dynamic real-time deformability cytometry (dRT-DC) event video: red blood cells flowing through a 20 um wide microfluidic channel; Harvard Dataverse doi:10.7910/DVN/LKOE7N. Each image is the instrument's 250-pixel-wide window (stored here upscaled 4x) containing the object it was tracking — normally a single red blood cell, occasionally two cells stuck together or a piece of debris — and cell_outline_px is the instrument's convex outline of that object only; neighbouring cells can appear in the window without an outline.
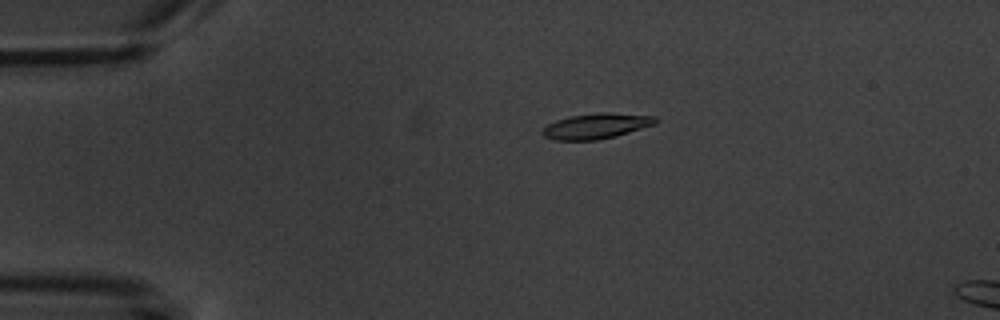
{"species": "common noctule bat (a hibernating species)", "species_latin": "Nyctalus noctula", "temperature_condition": "warm", "stored_images_in_passage": 6, "camera_frame_rate_fps": 3000, "um_per_image_px": 0.085, "animal": {"sex": "male", "body_mass_g": 20.1, "forearm_length_mm": 53.5}, "frame": {"image": 1, "passage_image": 4, "time_ms": 3.333, "image_size_px": [1000, 320], "cell_outline_px": [[660, 120], [656, 124], [616, 136], [596, 140], [552, 140], [544, 136], [540, 132], [548, 124], [556, 120], [568, 116], [604, 112], [608, 112], [656, 116]], "centroid_in_image_um": [50.7, 10.71], "position_along_channel_um": 34.3, "area_um2": 16.88}}